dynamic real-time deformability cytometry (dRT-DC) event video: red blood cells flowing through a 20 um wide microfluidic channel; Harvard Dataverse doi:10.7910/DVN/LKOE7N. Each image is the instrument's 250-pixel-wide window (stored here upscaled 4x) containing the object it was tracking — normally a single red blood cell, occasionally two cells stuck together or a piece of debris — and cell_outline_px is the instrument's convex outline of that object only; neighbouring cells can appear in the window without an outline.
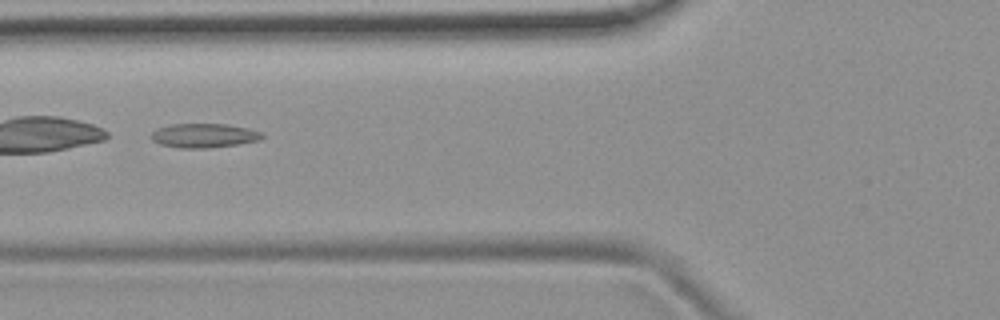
{"species": "common noctule bat (a hibernating species)", "species_latin": "Nyctalus noctula", "temperature_condition": "room temperature", "stored_images_in_passage": 29, "camera_frame_rate_fps": 3000, "um_per_image_px": 0.085, "animal": {"sex": "female", "body_mass_g": 19.9}, "frame": {"image": 1, "passage_image": 5, "time_ms": 1.333, "image_size_px": [1000, 320], "cell_outline_px": [[264, 136], [260, 140], [236, 144], [208, 148], [180, 148], [160, 144], [152, 140], [152, 132], [156, 128], [172, 124], [224, 124], [248, 128], [260, 132]], "centroid_in_image_um": [17.31, 11.52], "position_along_channel_um": 108.5, "area_um2": 15.49}, "authors_computed_cell_mechanics": {"area_um2": 14.5078, "velocity_mm_per_s": 3.8189, "shape_relaxation_time_tau1_ms": null, "shape_relaxation_time_tau2_ms": 2.7486, "deformation_change_tau1": null, "deformation_change_tau2": 0.1109}}